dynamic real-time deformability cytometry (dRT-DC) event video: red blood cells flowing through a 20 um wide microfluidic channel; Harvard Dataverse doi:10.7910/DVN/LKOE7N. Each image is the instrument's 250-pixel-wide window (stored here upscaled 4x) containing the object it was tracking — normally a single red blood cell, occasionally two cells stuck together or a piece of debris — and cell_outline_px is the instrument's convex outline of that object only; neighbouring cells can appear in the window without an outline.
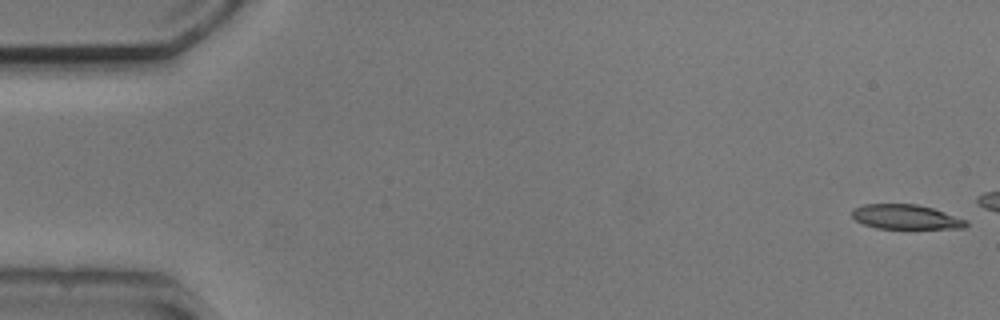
{"species": "common noctule bat (a hibernating species)", "species_latin": "Nyctalus noctula", "temperature_condition": "cold", "stored_images_in_passage": 20, "camera_frame_rate_fps": 3000, "um_per_image_px": 0.085, "animal": {"sex": "male", "body_mass_g": 20.5, "forearm_length_mm": 52.5}, "frame": {"image": 1, "passage_image": 1, "time_ms": 0.0, "image_size_px": [1000, 320], "cell_outline_px": [[968, 224], [964, 228], [876, 228], [864, 224], [856, 220], [852, 216], [852, 208], [864, 204], [916, 204], [932, 208], [968, 220]], "centroid_in_image_um": [76.98, 18.43], "position_along_channel_um": 8.0, "area_um2": 16.24}}
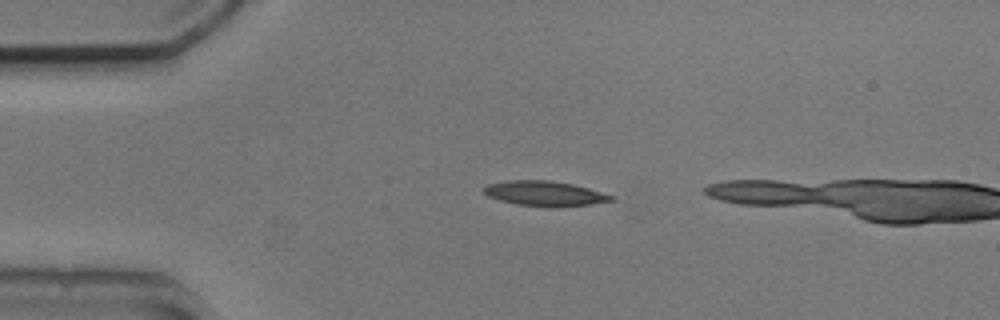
{"frame": {"image": 2, "passage_image": 12, "time_ms": 3.667, "image_size_px": [1000, 320], "cell_outline_px": [[616, 200], [588, 204], [516, 204], [500, 200], [488, 196], [484, 192], [484, 188], [488, 184], [508, 180], [548, 180], [572, 184], [588, 188], [612, 196]], "centroid_in_image_um": [46.24, 16.39], "position_along_channel_um": 38.8, "area_um2": 17.34}}